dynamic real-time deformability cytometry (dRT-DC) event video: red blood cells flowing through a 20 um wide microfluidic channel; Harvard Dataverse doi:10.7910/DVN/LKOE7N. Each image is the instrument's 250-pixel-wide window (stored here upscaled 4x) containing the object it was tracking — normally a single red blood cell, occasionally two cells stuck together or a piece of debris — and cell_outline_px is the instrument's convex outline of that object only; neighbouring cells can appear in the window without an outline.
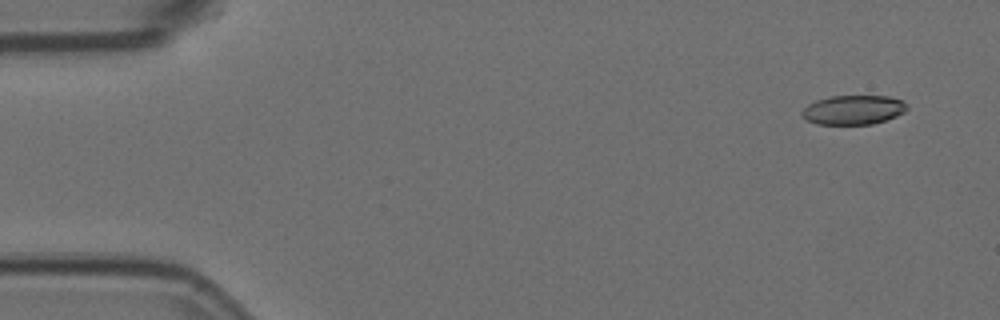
{"species": "Egyptian fruit bat (a non-hibernating species)", "species_latin": "Rousettus aegyptiacus", "temperature_condition": "room temperature", "stored_images_in_passage": 47, "camera_frame_rate_fps": 3000, "um_per_image_px": 0.085, "animal": {"sex": "female"}, "frame": {"image": 1, "passage_image": 1, "time_ms": 0.0, "image_size_px": [1000, 320], "cell_outline_px": [[908, 108], [904, 112], [896, 116], [872, 124], [816, 124], [804, 120], [800, 116], [800, 112], [808, 104], [816, 100], [832, 96], [888, 96], [900, 100]], "centroid_in_image_um": [72.46, 9.34], "position_along_channel_um": 12.5, "area_um2": 17.92}}
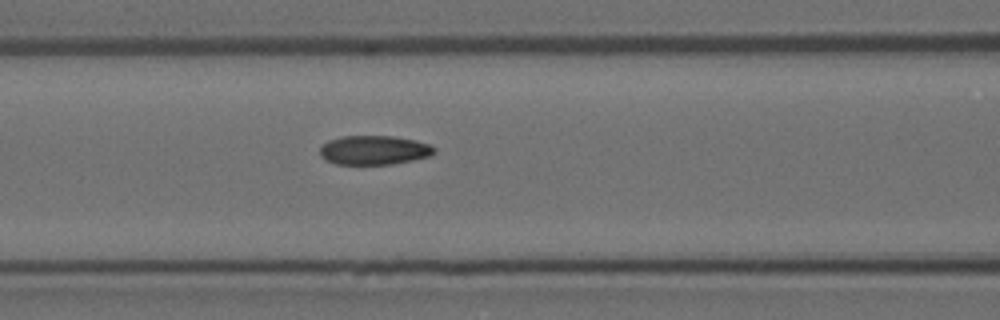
{"frame": {"image": 2, "passage_image": 20, "time_ms": 6.333, "image_size_px": [1000, 320], "cell_outline_px": [[436, 152], [432, 156], [392, 164], [336, 164], [320, 156], [320, 148], [328, 140], [340, 136], [392, 136], [416, 140], [432, 144], [436, 148]], "centroid_in_image_um": [31.85, 12.75], "position_along_channel_um": 134.8, "area_um2": 19.59}}
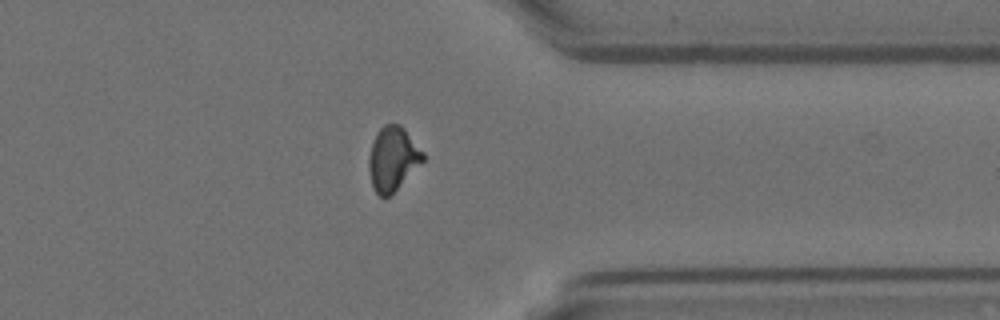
{"frame": {"image": 3, "passage_image": 40, "time_ms": 13.0, "image_size_px": [1000, 320], "cell_outline_px": [[424, 160], [384, 200], [376, 192], [372, 184], [368, 168], [368, 160], [372, 144], [376, 132], [384, 124], [400, 124], [404, 128], [424, 152]], "centroid_in_image_um": [33.37, 13.46], "position_along_channel_um": 378.0, "area_um2": 19.88}, "authors_computed_cell_mechanics": {"area_um2": 19.5942, "velocity_mm_per_s": 3.7626, "shape_relaxation_time_tau1_ms": 10.0608, "shape_relaxation_time_tau2_ms": 1.8367, "deformation_change_tau1": 0.2344, "deformation_change_tau2": 0.0577}}